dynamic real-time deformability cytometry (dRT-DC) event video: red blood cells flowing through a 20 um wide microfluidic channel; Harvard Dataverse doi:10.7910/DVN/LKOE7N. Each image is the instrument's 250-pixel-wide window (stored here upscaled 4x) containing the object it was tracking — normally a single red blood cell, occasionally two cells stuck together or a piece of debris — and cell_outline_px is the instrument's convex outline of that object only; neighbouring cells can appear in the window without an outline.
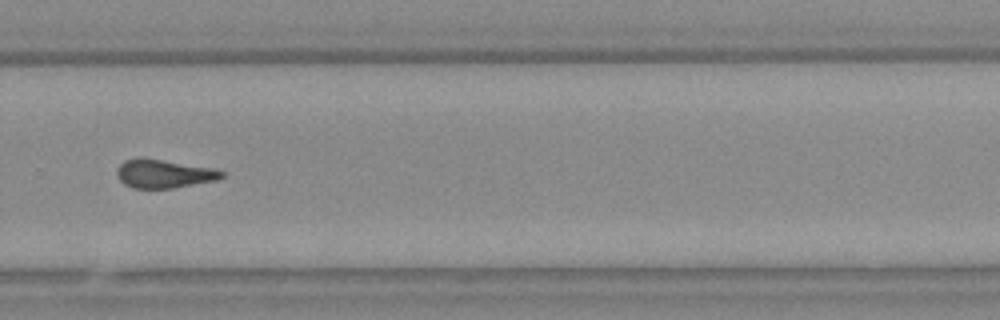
{"species": "Egyptian fruit bat (a non-hibernating species)", "species_latin": "Rousettus aegyptiacus", "temperature_condition": "warm", "stored_images_in_passage": 12, "camera_frame_rate_fps": 3000, "um_per_image_px": 0.085, "animal": {"sex": "female"}, "frame": {"image": 1, "passage_image": 8, "time_ms": 2.333, "image_size_px": [1000, 320], "cell_outline_px": [[224, 176], [216, 180], [172, 188], [132, 188], [124, 184], [120, 180], [116, 172], [120, 164], [124, 160], [140, 156], [216, 168], [224, 172]], "centroid_in_image_um": [13.92, 14.74], "position_along_channel_um": 315.9, "area_um2": 17.63}}